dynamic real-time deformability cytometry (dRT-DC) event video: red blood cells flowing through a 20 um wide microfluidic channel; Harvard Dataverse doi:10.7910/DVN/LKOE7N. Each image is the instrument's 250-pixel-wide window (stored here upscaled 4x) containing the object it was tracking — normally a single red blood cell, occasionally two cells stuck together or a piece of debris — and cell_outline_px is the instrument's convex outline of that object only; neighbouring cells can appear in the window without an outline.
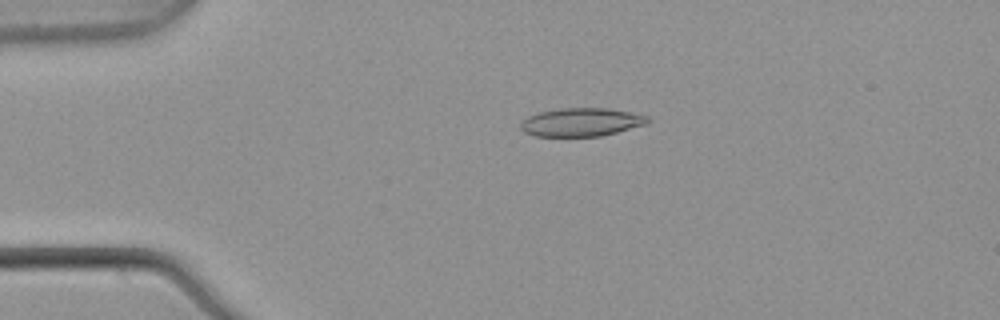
{"species": "common noctule bat (a hibernating species)", "species_latin": "Nyctalus noctula", "temperature_condition": "warm", "stored_images_in_passage": 5, "camera_frame_rate_fps": 3000, "um_per_image_px": 0.085, "animal": {"sex": "male", "body_mass_g": 21.5, "forearm_length_mm": 52.0}, "frame": {"image": 1, "passage_image": 4, "time_ms": 1.0, "image_size_px": [1000, 320], "cell_outline_px": [[652, 120], [648, 124], [600, 136], [536, 136], [524, 132], [520, 128], [520, 124], [528, 116], [540, 112], [560, 108], [608, 108], [648, 116]], "centroid_in_image_um": [49.43, 10.38], "position_along_channel_um": 35.6, "area_um2": 20.92}}